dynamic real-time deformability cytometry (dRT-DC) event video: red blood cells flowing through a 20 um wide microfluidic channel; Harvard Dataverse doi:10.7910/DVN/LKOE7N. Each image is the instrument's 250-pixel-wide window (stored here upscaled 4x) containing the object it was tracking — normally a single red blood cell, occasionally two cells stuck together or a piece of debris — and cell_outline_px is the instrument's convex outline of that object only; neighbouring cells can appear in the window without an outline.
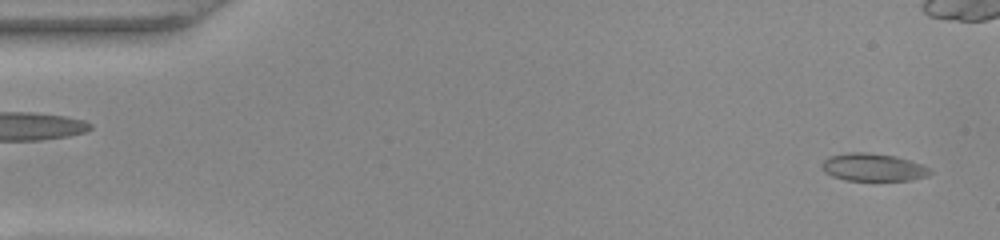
{"species": "common noctule bat (a hibernating species)", "species_latin": "Nyctalus noctula", "temperature_condition": "warm", "stored_images_in_passage": 51, "camera_frame_rate_fps": 3000, "um_per_image_px": 0.085, "animal": {"sex": "female", "body_mass_g": 22.0, "forearm_length_mm": 56.7}, "frame": {"image": 1, "passage_image": 2, "time_ms": 0.333, "image_size_px": [1000, 240], "cell_outline_px": [[932, 172], [928, 176], [912, 180], [844, 180], [832, 176], [824, 172], [820, 168], [820, 164], [828, 156], [844, 152], [868, 152], [896, 156], [924, 164]], "centroid_in_image_um": [74.18, 14.21], "position_along_channel_um": 10.8, "area_um2": 17.8}}
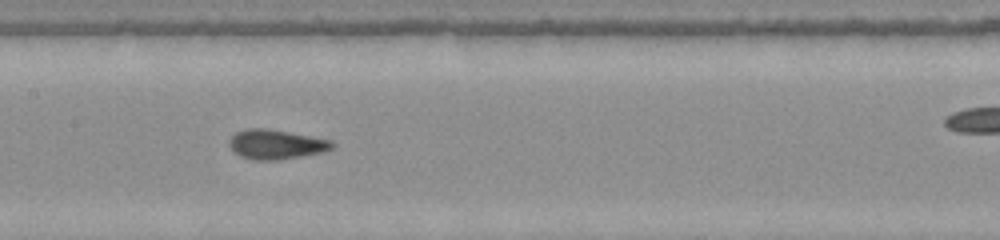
{"frame": {"image": 2, "passage_image": 24, "time_ms": 7.667, "image_size_px": [1000, 240], "cell_outline_px": [[336, 144], [332, 148], [324, 152], [280, 160], [252, 160], [240, 156], [228, 144], [228, 140], [236, 132], [248, 128], [264, 128], [288, 132], [332, 140]], "centroid_in_image_um": [23.47, 12.28], "position_along_channel_um": 183.9, "area_um2": 17.74}}
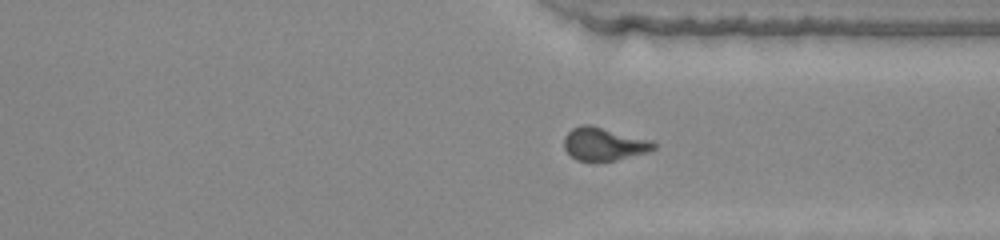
{"frame": {"image": 3, "passage_image": 37, "time_ms": 12.0, "image_size_px": [1000, 240], "cell_outline_px": [[656, 148], [648, 152], [616, 160], [576, 160], [564, 148], [564, 136], [572, 128], [584, 124], [592, 124], [652, 140], [656, 144]], "centroid_in_image_um": [51.35, 12.21], "position_along_channel_um": 360.0, "area_um2": 17.28}, "authors_computed_cell_mechanics": {"area_um2": 17.2822, "velocity_mm_per_s": 4.0608, "shape_relaxation_time_tau1_ms": 4.8449, "shape_relaxation_time_tau2_ms": 1.469, "deformation_change_tau1": 0.1481, "deformation_change_tau2": 0.0795}}